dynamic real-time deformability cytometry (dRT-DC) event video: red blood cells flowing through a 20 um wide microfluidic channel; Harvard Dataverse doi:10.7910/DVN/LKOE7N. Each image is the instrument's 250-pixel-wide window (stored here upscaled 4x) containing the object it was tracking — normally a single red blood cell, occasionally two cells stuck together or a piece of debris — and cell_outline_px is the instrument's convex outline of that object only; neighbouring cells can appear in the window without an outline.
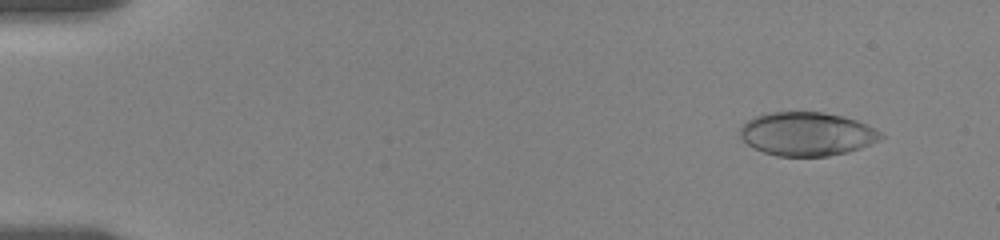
{"species": "human", "species_latin": "Homo sapiens", "temperature_condition": "room temperature", "stored_images_in_passage": 56, "camera_frame_rate_fps": 3000, "um_per_image_px": 0.085, "donor": {"sex": "female"}, "frame": {"image": 1, "passage_image": 4, "time_ms": 1.0, "image_size_px": [1000, 240], "cell_outline_px": [[884, 136], [880, 140], [860, 148], [848, 152], [828, 156], [776, 156], [764, 152], [748, 144], [740, 136], [740, 128], [748, 120], [756, 116], [768, 112], [824, 112], [844, 116], [868, 124], [876, 128]], "centroid_in_image_um": [68.62, 11.38], "position_along_channel_um": 16.4, "area_um2": 35.84}}
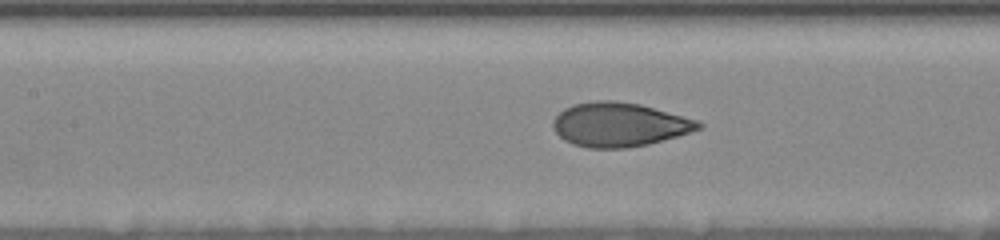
{"frame": {"image": 2, "passage_image": 26, "time_ms": 8.333, "image_size_px": [1000, 240], "cell_outline_px": [[704, 124], [700, 128], [692, 132], [648, 144], [628, 148], [588, 148], [572, 144], [564, 140], [552, 128], [552, 120], [564, 108], [572, 104], [596, 100], [612, 100], [640, 104], [696, 120]], "centroid_in_image_um": [52.6, 10.59], "position_along_channel_um": 154.8, "area_um2": 37.34}}
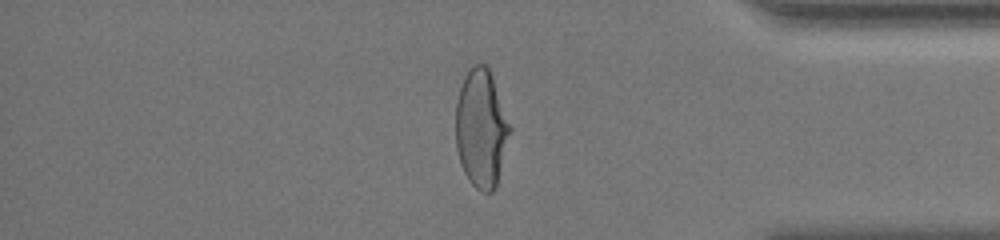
{"frame": {"image": 3, "passage_image": 48, "time_ms": 15.667, "image_size_px": [1000, 240], "cell_outline_px": [[512, 128], [496, 188], [492, 192], [480, 192], [468, 180], [460, 164], [456, 148], [456, 100], [464, 76], [468, 68], [472, 64], [484, 64], [488, 68], [492, 76]], "centroid_in_image_um": [40.9, 10.94], "position_along_channel_um": 394.3, "area_um2": 37.63}, "authors_computed_cell_mechanics": {"area_um2": 36.8764, "velocity_mm_per_s": 3.5194, "shape_relaxation_time_tau1_ms": 4.7474, "shape_relaxation_time_tau2_ms": null, "deformation_change_tau1": 0.1872, "deformation_change_tau2": null}}